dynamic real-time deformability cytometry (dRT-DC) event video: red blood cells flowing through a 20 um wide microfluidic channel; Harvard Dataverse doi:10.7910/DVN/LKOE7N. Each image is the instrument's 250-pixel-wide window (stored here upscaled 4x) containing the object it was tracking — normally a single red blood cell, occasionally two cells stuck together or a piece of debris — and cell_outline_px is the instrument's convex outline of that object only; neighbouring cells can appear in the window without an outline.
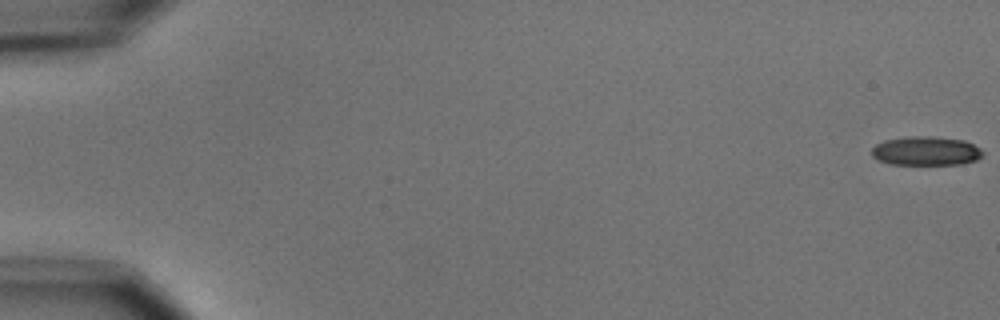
{"species": "common noctule bat (a hibernating species)", "species_latin": "Nyctalus noctula", "temperature_condition": "cold", "stored_images_in_passage": 7, "camera_frame_rate_fps": 3000, "um_per_image_px": 0.085, "animal": {"sex": "male", "body_mass_g": 15.6}, "frame": {"image": 1, "passage_image": 1, "time_ms": 0.0, "image_size_px": [1000, 320], "cell_outline_px": [[984, 156], [976, 160], [960, 164], [888, 164], [876, 160], [872, 156], [872, 148], [876, 144], [884, 140], [908, 136], [932, 136], [964, 140], [980, 148], [984, 152]], "centroid_in_image_um": [78.7, 12.83], "position_along_channel_um": 6.3, "area_um2": 18.96}}
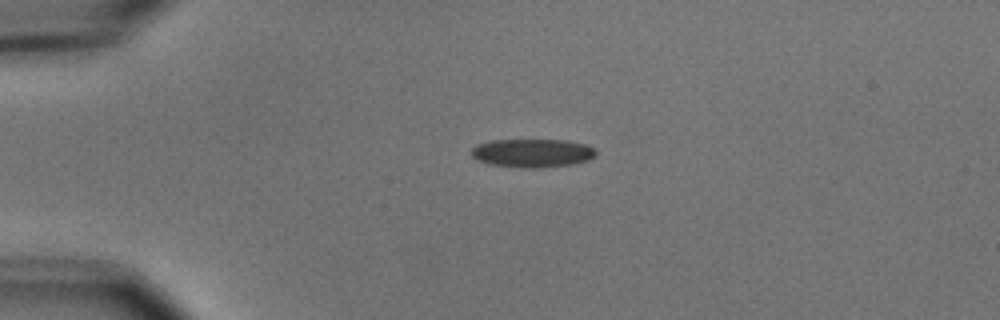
{"frame": {"image": 2, "passage_image": 5, "time_ms": 4.333, "image_size_px": [1000, 320], "cell_outline_px": [[596, 156], [588, 160], [572, 164], [536, 168], [524, 168], [488, 164], [476, 160], [472, 156], [472, 148], [476, 144], [492, 140], [568, 140], [584, 144], [592, 148], [596, 152]], "centroid_in_image_um": [45.22, 13.01], "position_along_channel_um": 39.8, "area_um2": 20.69}}
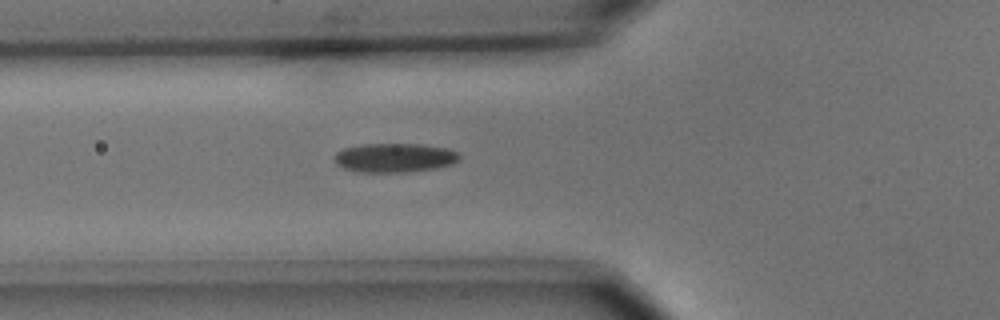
{"frame": {"image": 3, "passage_image": 7, "time_ms": 6.667, "image_size_px": [1000, 320], "cell_outline_px": [[460, 160], [452, 164], [436, 168], [408, 172], [356, 172], [344, 168], [336, 164], [332, 160], [332, 156], [336, 152], [344, 148], [360, 144], [420, 144], [448, 148], [456, 152], [460, 156]], "centroid_in_image_um": [33.49, 13.41], "position_along_channel_um": 92.3, "area_um2": 21.5}}